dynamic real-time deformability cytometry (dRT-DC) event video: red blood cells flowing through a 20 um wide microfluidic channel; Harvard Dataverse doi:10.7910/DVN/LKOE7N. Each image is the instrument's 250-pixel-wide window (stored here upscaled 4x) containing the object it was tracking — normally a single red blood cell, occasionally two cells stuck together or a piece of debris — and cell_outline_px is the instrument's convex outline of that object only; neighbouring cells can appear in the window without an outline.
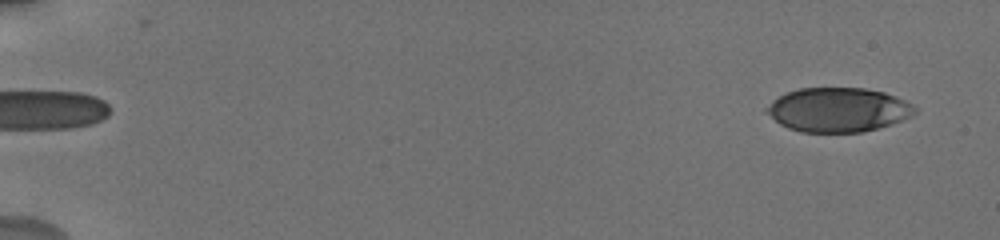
{"species": "human", "species_latin": "Homo sapiens", "temperature_condition": "cold", "stored_images_in_passage": 25, "camera_frame_rate_fps": 3000, "um_per_image_px": 0.085, "donor": {"sex": "male"}, "frame": {"image": 1, "passage_image": 3, "time_ms": 0.667, "image_size_px": [1000, 240], "cell_outline_px": [[916, 112], [912, 116], [864, 132], [800, 132], [788, 128], [780, 124], [764, 112], [764, 108], [772, 100], [788, 92], [800, 88], [864, 88], [884, 92], [896, 96], [912, 104], [916, 108]], "centroid_in_image_um": [71.2, 9.33], "position_along_channel_um": 13.8, "area_um2": 38.15}}
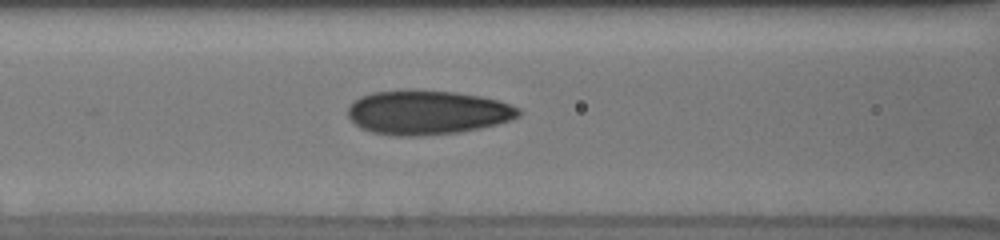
{"frame": {"image": 2, "passage_image": 22, "time_ms": 8.333, "image_size_px": [1000, 240], "cell_outline_px": [[520, 116], [512, 120], [480, 128], [460, 132], [420, 136], [396, 136], [372, 132], [360, 128], [348, 116], [348, 104], [360, 96], [372, 92], [452, 92], [480, 96], [496, 100], [520, 108]], "centroid_in_image_um": [36.32, 9.59], "position_along_channel_um": 130.3, "area_um2": 43.29}}
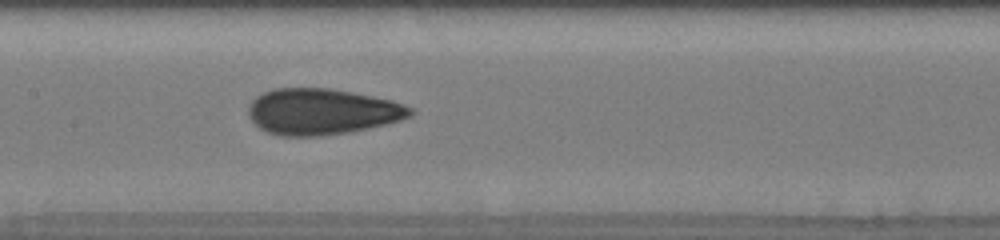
{"frame": {"image": 3, "passage_image": 25, "time_ms": 9.667, "image_size_px": [1000, 240], "cell_outline_px": [[416, 112], [412, 116], [400, 120], [368, 128], [348, 132], [320, 136], [280, 136], [268, 132], [260, 128], [248, 116], [248, 104], [256, 96], [272, 88], [328, 88], [352, 92], [392, 100], [404, 104], [412, 108]], "centroid_in_image_um": [27.36, 9.48], "position_along_channel_um": 180.0, "area_um2": 43.58}}